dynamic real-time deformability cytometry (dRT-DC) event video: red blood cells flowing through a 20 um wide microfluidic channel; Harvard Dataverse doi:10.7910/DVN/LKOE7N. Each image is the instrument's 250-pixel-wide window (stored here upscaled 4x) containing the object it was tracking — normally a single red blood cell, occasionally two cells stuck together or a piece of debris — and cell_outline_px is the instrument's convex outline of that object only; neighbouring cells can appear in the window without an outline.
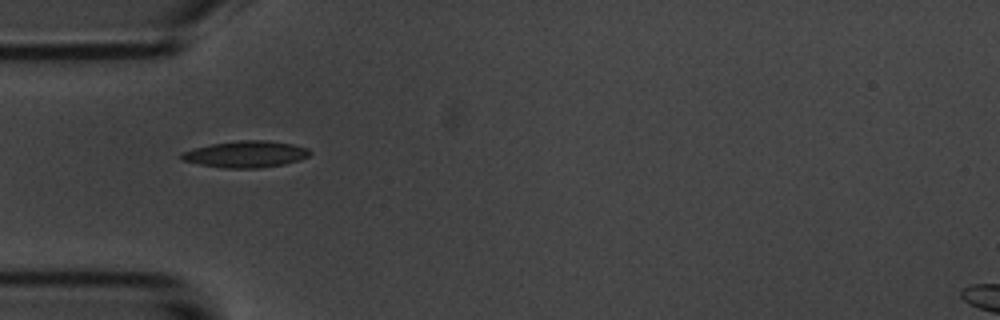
{"species": "common noctule bat (a hibernating species)", "species_latin": "Nyctalus noctula", "temperature_condition": "room temperature", "stored_images_in_passage": 4, "camera_frame_rate_fps": 3000, "um_per_image_px": 0.085, "animal": {"sex": "male", "body_mass_g": 20.1, "forearm_length_mm": 53.5}, "frame": {"image": 1, "passage_image": 1, "time_ms": 0.0, "image_size_px": [1000, 320], "cell_outline_px": [[312, 152], [308, 156], [300, 160], [284, 164], [260, 168], [224, 168], [200, 164], [180, 160], [180, 152], [212, 144], [240, 140], [268, 140], [292, 144], [308, 148]], "centroid_in_image_um": [20.9, 13.11], "position_along_channel_um": 64.1, "area_um2": 19.88}}
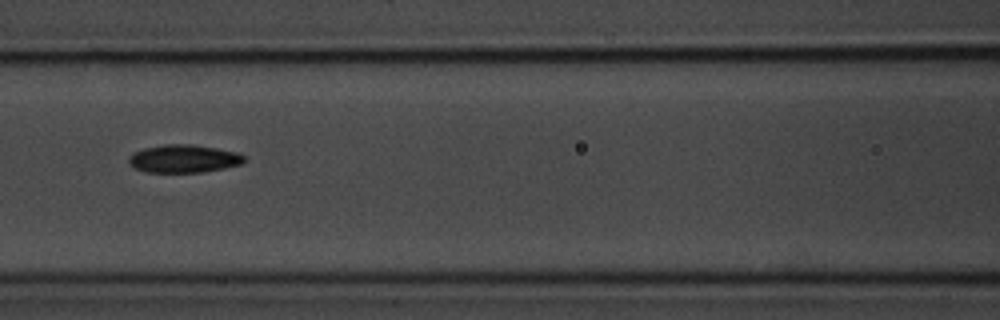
{"frame": {"image": 2, "passage_image": 3, "time_ms": 2.333, "image_size_px": [1000, 320], "cell_outline_px": [[244, 160], [240, 164], [224, 168], [200, 172], [148, 172], [136, 168], [128, 160], [128, 156], [144, 148], [164, 144], [192, 144], [216, 148], [236, 152], [244, 156]], "centroid_in_image_um": [15.61, 13.48], "position_along_channel_um": 151.0, "area_um2": 18.5}}
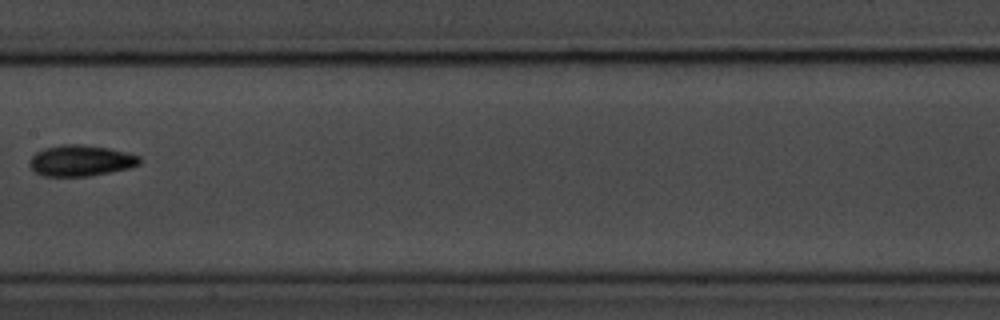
{"frame": {"image": 3, "passage_image": 4, "time_ms": 3.667, "image_size_px": [1000, 320], "cell_outline_px": [[140, 164], [128, 168], [88, 176], [44, 176], [36, 172], [28, 164], [32, 156], [36, 152], [44, 148], [64, 144], [80, 144], [108, 148], [140, 156]], "centroid_in_image_um": [6.84, 13.65], "position_along_channel_um": 200.6, "area_um2": 19.65}}